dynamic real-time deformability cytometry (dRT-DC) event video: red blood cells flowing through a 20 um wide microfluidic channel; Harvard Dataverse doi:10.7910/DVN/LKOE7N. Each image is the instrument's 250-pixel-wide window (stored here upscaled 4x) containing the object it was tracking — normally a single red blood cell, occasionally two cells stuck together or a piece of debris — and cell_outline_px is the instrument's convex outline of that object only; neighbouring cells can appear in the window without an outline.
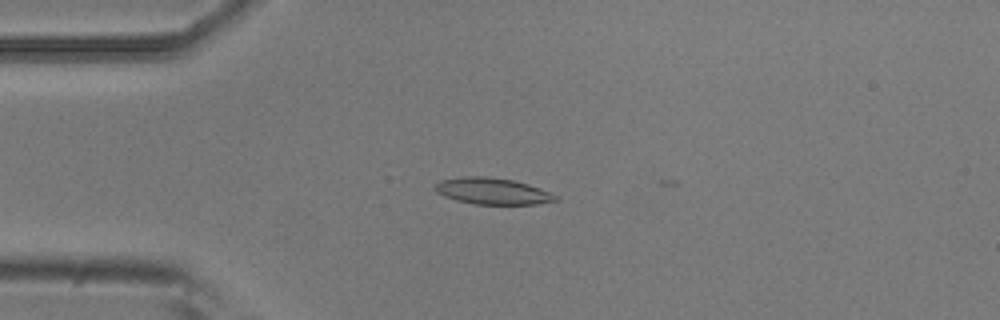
{"species": "common noctule bat (a hibernating species)", "species_latin": "Nyctalus noctula", "temperature_condition": "room temperature", "stored_images_in_passage": 4, "camera_frame_rate_fps": 3000, "um_per_image_px": 0.085, "animal": {"sex": "male", "body_mass_g": 20.5, "forearm_length_mm": 52.5}, "frame": {"image": 1, "passage_image": 2, "time_ms": 0.333, "image_size_px": [1000, 320], "cell_outline_px": [[560, 200], [536, 204], [472, 204], [456, 200], [444, 196], [436, 192], [432, 188], [440, 180], [464, 176], [484, 176], [512, 180], [528, 184], [540, 188], [556, 196]], "centroid_in_image_um": [41.82, 16.25], "position_along_channel_um": 43.2, "area_um2": 18.55}}
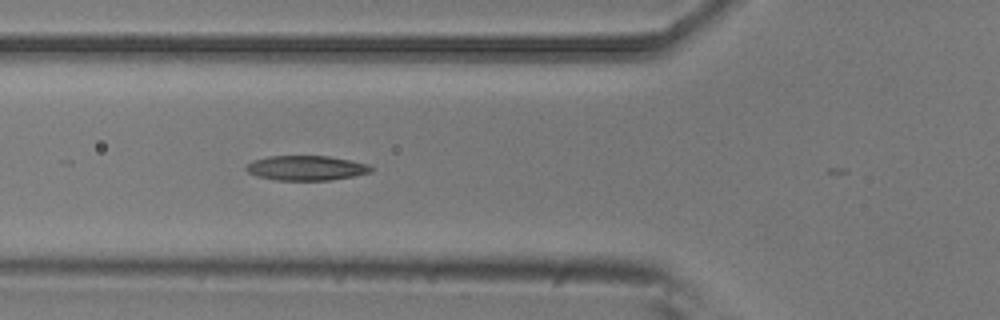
{"frame": {"image": 2, "passage_image": 4, "time_ms": 1.0, "image_size_px": [1000, 320], "cell_outline_px": [[372, 172], [332, 180], [276, 180], [256, 176], [248, 172], [244, 168], [252, 160], [268, 156], [328, 156], [352, 160], [368, 164], [372, 168]], "centroid_in_image_um": [26.01, 14.27], "position_along_channel_um": 99.8, "area_um2": 18.09}}